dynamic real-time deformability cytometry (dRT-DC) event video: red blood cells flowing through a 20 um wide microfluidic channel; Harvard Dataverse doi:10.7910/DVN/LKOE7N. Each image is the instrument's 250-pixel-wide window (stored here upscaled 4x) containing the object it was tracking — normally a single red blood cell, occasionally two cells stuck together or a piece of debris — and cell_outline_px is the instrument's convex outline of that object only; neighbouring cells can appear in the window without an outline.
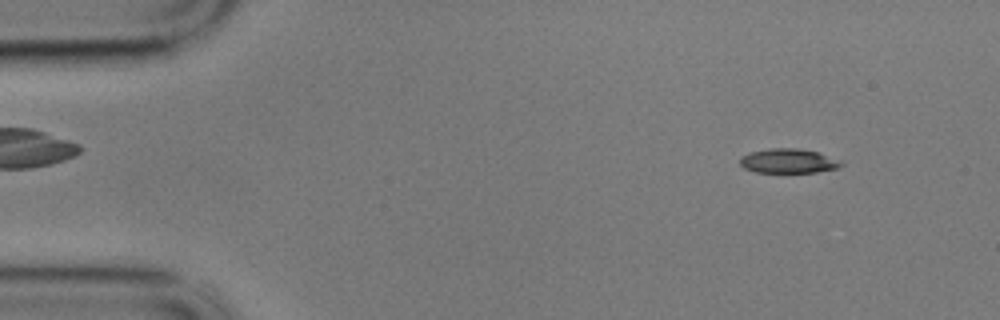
{"species": "common noctule bat (a hibernating species)", "species_latin": "Nyctalus noctula", "temperature_condition": "cold", "stored_images_in_passage": 8, "camera_frame_rate_fps": 3000, "um_per_image_px": 0.085, "animal": {"sex": "male", "body_mass_g": 17.9}, "frame": {"image": 1, "passage_image": 2, "time_ms": 0.333, "image_size_px": [1000, 320], "cell_outline_px": [[844, 164], [836, 168], [816, 172], [756, 172], [744, 168], [740, 164], [740, 156], [748, 152], [768, 148], [796, 148], [816, 152], [844, 160]], "centroid_in_image_um": [67.0, 13.67], "position_along_channel_um": 18.0, "area_um2": 14.51}}